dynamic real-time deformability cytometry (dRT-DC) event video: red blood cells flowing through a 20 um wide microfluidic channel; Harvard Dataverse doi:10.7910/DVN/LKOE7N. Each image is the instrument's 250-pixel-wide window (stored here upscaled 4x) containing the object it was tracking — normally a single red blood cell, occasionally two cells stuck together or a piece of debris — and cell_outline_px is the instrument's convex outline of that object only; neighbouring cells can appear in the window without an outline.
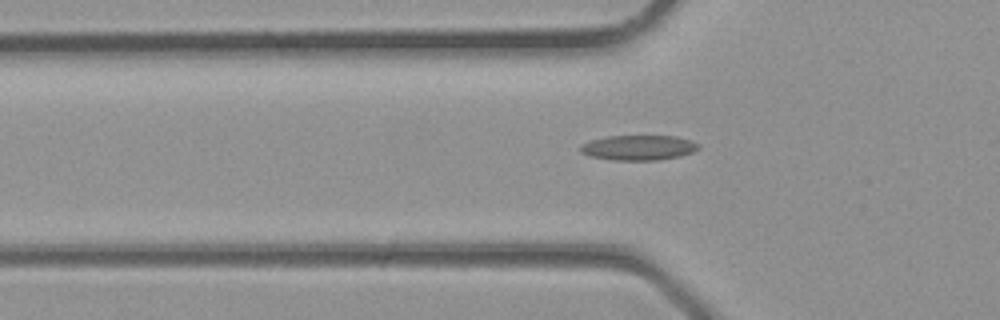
{"species": "common noctule bat (a hibernating species)", "species_latin": "Nyctalus noctula", "temperature_condition": "room temperature", "stored_images_in_passage": 4, "camera_frame_rate_fps": 3000, "um_per_image_px": 0.085, "animal": {"sex": "male", "body_mass_g": 23.1, "forearm_length_mm": 52.7}, "frame": {"image": 1, "passage_image": 4, "time_ms": 1.0, "image_size_px": [1000, 320], "cell_outline_px": [[700, 148], [692, 152], [680, 156], [656, 160], [612, 160], [588, 156], [580, 152], [580, 144], [592, 140], [608, 136], [676, 136], [692, 140], [700, 144]], "centroid_in_image_um": [54.28, 12.55], "position_along_channel_um": 71.5, "area_um2": 17.34}}